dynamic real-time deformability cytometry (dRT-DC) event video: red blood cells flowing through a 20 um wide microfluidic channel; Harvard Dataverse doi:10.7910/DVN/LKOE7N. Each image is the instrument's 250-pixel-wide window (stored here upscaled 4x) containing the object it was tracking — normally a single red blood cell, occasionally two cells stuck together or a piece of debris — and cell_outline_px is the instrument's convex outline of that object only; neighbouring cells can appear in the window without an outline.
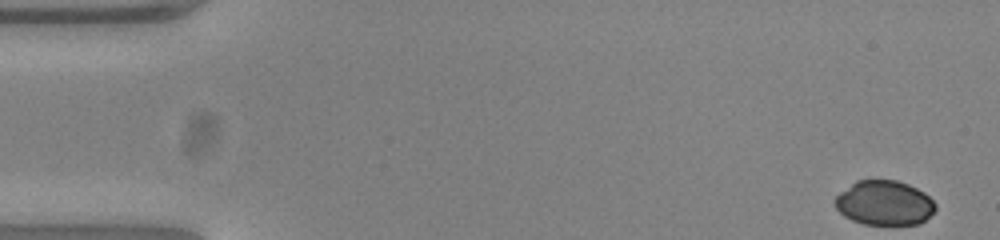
{"species": "common noctule bat (a hibernating species)", "species_latin": "Nyctalus noctula", "temperature_condition": "warm", "stored_images_in_passage": 52, "camera_frame_rate_fps": 3000, "um_per_image_px": 0.085, "animal": {"sex": "female", "body_mass_g": 23.0, "forearm_length_mm": 53.4}, "frame": {"image": 1, "passage_image": 1, "time_ms": 0.0, "image_size_px": [1000, 240], "cell_outline_px": [[936, 208], [920, 224], [864, 224], [852, 220], [844, 216], [836, 208], [832, 200], [840, 192], [856, 180], [896, 180], [908, 184], [924, 192], [936, 204]], "centroid_in_image_um": [75.14, 17.24], "position_along_channel_um": 9.9, "area_um2": 26.07}}
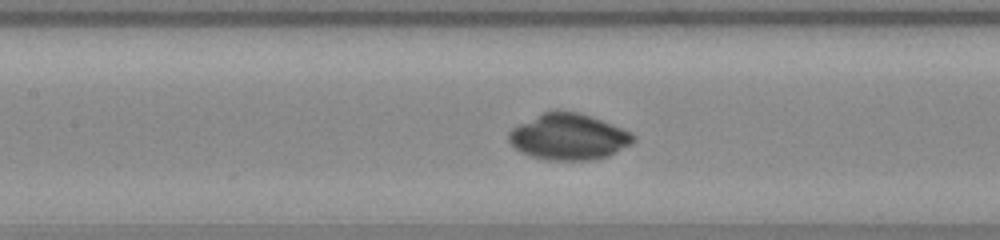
{"frame": {"image": 2, "passage_image": 23, "time_ms": 7.333, "image_size_px": [1000, 240], "cell_outline_px": [[636, 140], [632, 144], [608, 156], [592, 160], [548, 160], [532, 156], [520, 152], [508, 140], [508, 132], [512, 128], [544, 112], [580, 112], [592, 116], [632, 132], [636, 136]], "centroid_in_image_um": [48.38, 11.64], "position_along_channel_um": 159.0, "area_um2": 33.29}}
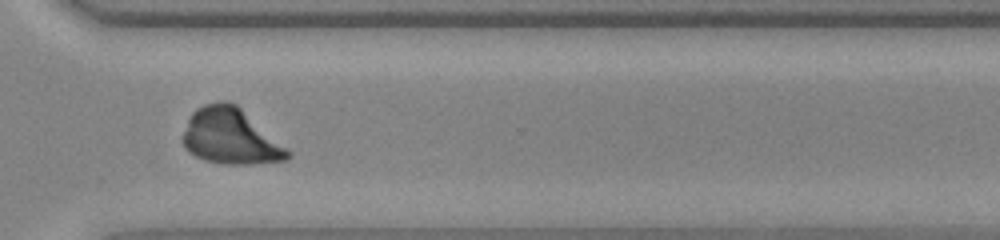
{"frame": {"image": 3, "passage_image": 38, "time_ms": 12.333, "image_size_px": [1000, 240], "cell_outline_px": [[292, 156], [288, 160], [252, 164], [224, 164], [204, 160], [196, 156], [184, 144], [184, 132], [188, 120], [192, 112], [196, 108], [204, 104], [220, 100], [228, 100], [236, 104], [292, 152]], "centroid_in_image_um": [19.63, 11.59], "position_along_channel_um": 351.0, "area_um2": 33.87}}